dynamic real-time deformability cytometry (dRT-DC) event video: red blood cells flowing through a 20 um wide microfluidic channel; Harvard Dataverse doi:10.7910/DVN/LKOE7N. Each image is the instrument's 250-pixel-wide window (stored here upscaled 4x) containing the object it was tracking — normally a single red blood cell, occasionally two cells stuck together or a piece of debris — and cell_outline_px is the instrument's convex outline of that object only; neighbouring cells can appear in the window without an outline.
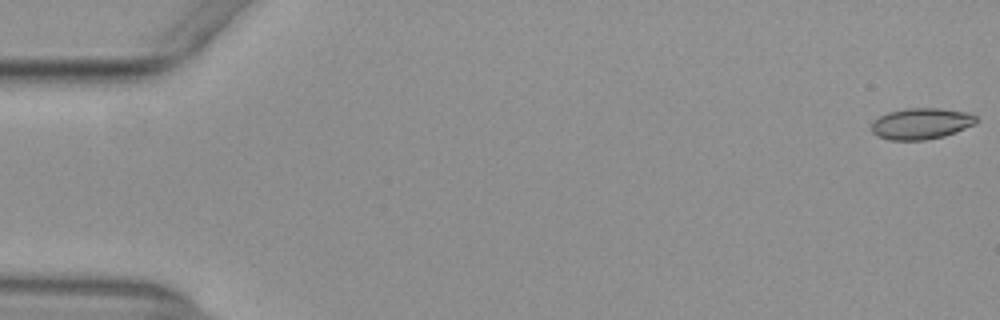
{"species": "common noctule bat (a hibernating species)", "species_latin": "Nyctalus noctula", "temperature_condition": "warm", "stored_images_in_passage": 55, "segment_of_instrument_passage": [1, 2], "camera_frame_rate_fps": 3000, "um_per_image_px": 0.085, "animal": {"sex": "female", "body_mass_g": 29.2, "forearm_length_mm": 56.3}, "frame": {"image": 1, "passage_image": 1, "time_ms": 0.0, "image_size_px": [1000, 320], "cell_outline_px": [[980, 120], [976, 124], [956, 132], [944, 136], [924, 140], [888, 140], [876, 136], [872, 132], [872, 120], [888, 112], [904, 108], [940, 108], [968, 112], [976, 116]], "centroid_in_image_um": [78.31, 10.5], "position_along_channel_um": 6.7, "area_um2": 19.36}}
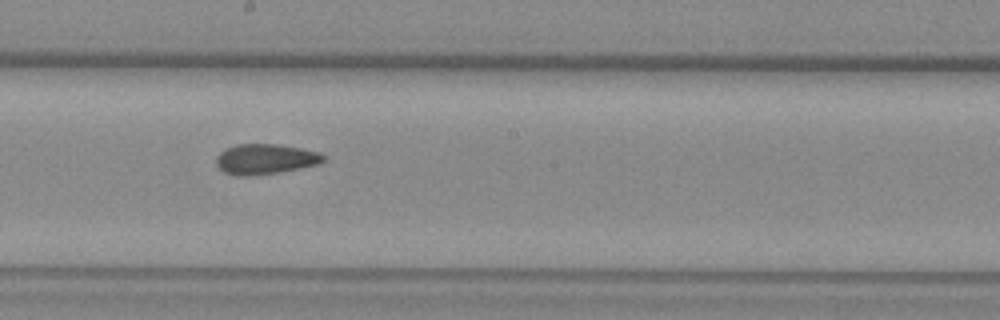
{"frame": {"image": 2, "passage_image": 30, "time_ms": 9.667, "image_size_px": [1000, 320], "cell_outline_px": [[324, 160], [320, 164], [280, 172], [252, 176], [236, 176], [224, 172], [216, 164], [216, 156], [224, 148], [236, 144], [276, 144], [300, 148], [320, 152], [324, 156]], "centroid_in_image_um": [22.53, 13.52], "position_along_channel_um": 225.7, "area_um2": 19.07}}
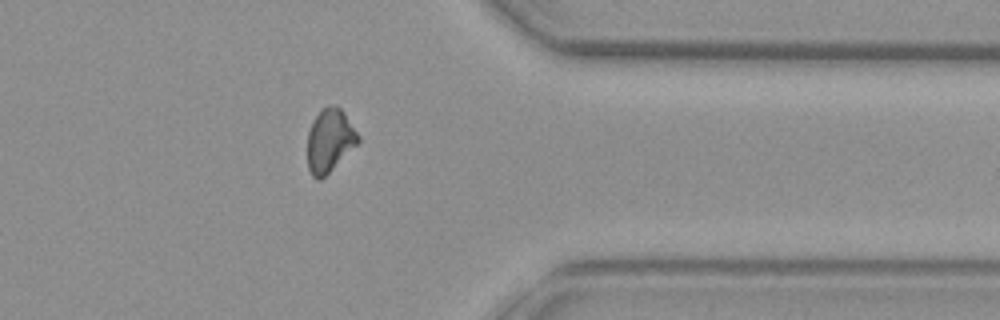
{"frame": {"image": 3, "passage_image": 43, "time_ms": 14.0, "image_size_px": [1000, 320], "cell_outline_px": [[360, 140], [320, 180], [316, 180], [312, 176], [308, 168], [308, 132], [312, 120], [320, 108], [328, 104], [336, 104], [344, 112], [360, 136]], "centroid_in_image_um": [28.0, 11.88], "position_along_channel_um": 383.4, "area_um2": 18.61}}